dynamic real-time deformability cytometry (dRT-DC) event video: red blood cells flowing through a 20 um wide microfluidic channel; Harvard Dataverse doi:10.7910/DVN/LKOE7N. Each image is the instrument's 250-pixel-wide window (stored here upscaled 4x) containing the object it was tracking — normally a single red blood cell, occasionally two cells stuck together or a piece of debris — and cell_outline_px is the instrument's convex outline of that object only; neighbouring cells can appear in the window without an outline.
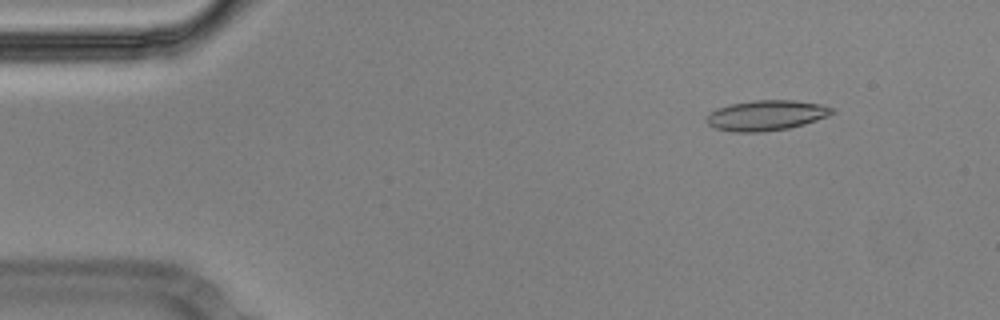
{"species": "Egyptian fruit bat (a non-hibernating species)", "species_latin": "Rousettus aegyptiacus", "temperature_condition": "cold", "stored_images_in_passage": 55, "camera_frame_rate_fps": 3000, "um_per_image_px": 0.085, "animal": {"sex": "male"}, "frame": {"image": 1, "passage_image": 6, "time_ms": 1.667, "image_size_px": [1000, 320], "cell_outline_px": [[836, 112], [828, 116], [804, 124], [788, 128], [760, 132], [732, 132], [716, 128], [708, 124], [704, 120], [716, 108], [728, 104], [756, 100], [796, 100], [820, 104], [832, 108]], "centroid_in_image_um": [65.12, 9.8], "position_along_channel_um": 19.9, "area_um2": 22.14}}
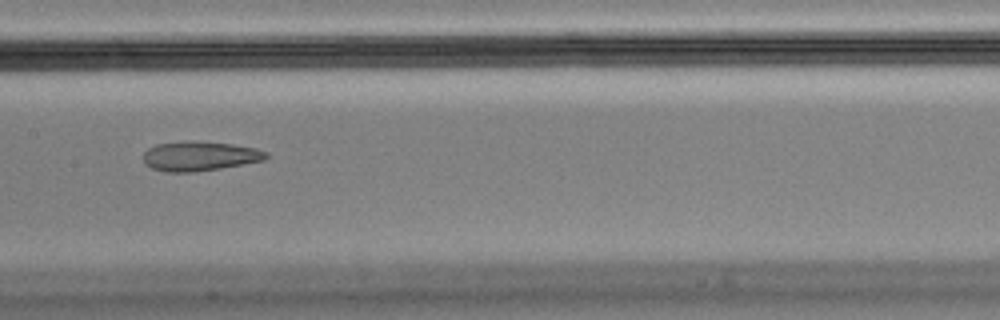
{"frame": {"image": 2, "passage_image": 27, "time_ms": 8.667, "image_size_px": [1000, 320], "cell_outline_px": [[268, 156], [264, 160], [220, 168], [192, 172], [168, 172], [152, 168], [144, 160], [144, 152], [148, 148], [156, 144], [184, 140], [188, 140], [232, 144], [256, 148], [268, 152]], "centroid_in_image_um": [16.97, 13.25], "position_along_channel_um": 190.4, "area_um2": 21.04}}
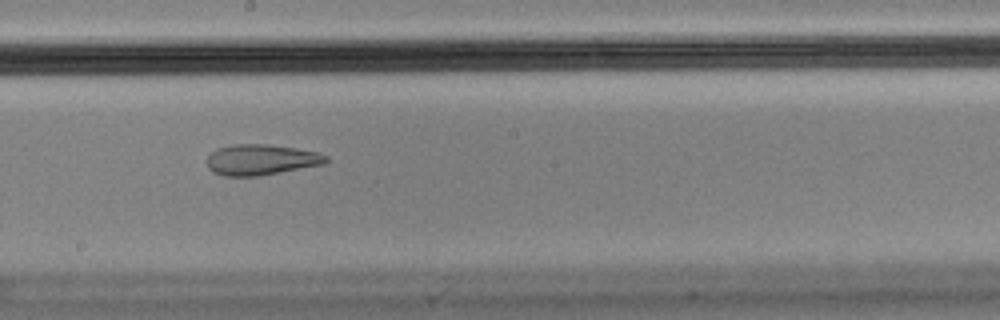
{"frame": {"image": 3, "passage_image": 30, "time_ms": 9.667, "image_size_px": [1000, 320], "cell_outline_px": [[328, 160], [324, 164], [260, 176], [224, 176], [212, 172], [208, 168], [208, 156], [216, 148], [232, 144], [268, 144], [296, 148], [316, 152], [328, 156]], "centroid_in_image_um": [22.18, 13.57], "position_along_channel_um": 226.0, "area_um2": 21.39}, "authors_computed_cell_mechanics": {"area_um2": 22.1952, "velocity_mm_per_s": 3.5706, "shape_relaxation_time_tau1_ms": null, "shape_relaxation_time_tau2_ms": 2.7491, "deformation_change_tau1": null, "deformation_change_tau2": 0.0908}}